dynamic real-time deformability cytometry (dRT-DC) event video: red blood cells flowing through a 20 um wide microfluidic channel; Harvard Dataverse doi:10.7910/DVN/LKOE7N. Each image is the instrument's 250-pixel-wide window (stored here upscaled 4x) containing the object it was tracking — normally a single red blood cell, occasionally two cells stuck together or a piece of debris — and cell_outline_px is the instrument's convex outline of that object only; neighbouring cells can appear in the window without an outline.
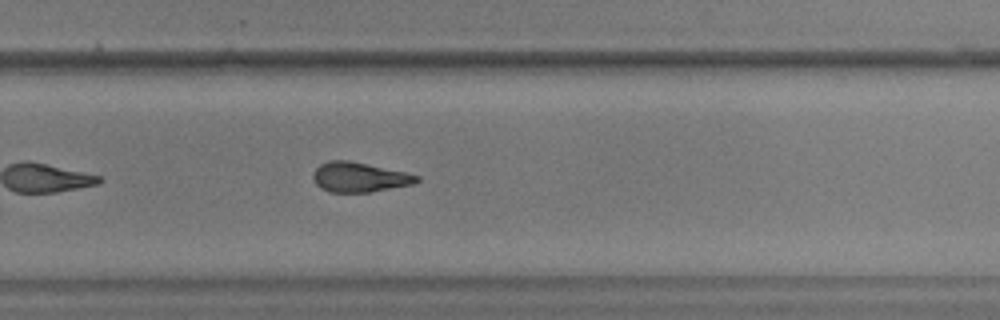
{"species": "common noctule bat (a hibernating species)", "species_latin": "Nyctalus noctula", "temperature_condition": "warm", "stored_images_in_passage": 22, "camera_frame_rate_fps": 3000, "um_per_image_px": 0.085, "animal": {"sex": "male", "body_mass_g": 17.9, "forearm_length_mm": 54.2}, "frame": {"image": 1, "passage_image": 19, "time_ms": 6.0, "image_size_px": [1000, 320], "cell_outline_px": [[420, 180], [412, 184], [368, 192], [328, 192], [320, 188], [316, 184], [312, 176], [312, 172], [320, 164], [328, 160], [348, 160], [404, 172], [420, 176]], "centroid_in_image_um": [30.49, 15.06], "position_along_channel_um": 299.3, "area_um2": 17.86}}